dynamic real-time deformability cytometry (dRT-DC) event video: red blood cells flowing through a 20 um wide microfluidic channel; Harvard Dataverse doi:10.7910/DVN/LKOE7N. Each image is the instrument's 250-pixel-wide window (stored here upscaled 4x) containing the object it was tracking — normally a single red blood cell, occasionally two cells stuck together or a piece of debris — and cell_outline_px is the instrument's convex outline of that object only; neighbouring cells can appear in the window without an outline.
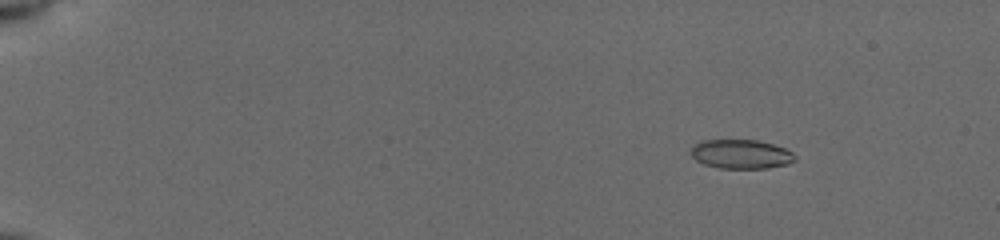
{"species": "common noctule bat (a hibernating species)", "species_latin": "Nyctalus noctula", "temperature_condition": "cold", "stored_images_in_passage": 56, "camera_frame_rate_fps": 3000, "um_per_image_px": 0.085, "animal": {"sex": "female", "body_mass_g": 19.5, "forearm_length_mm": 54.1}, "frame": {"image": 1, "passage_image": 9, "time_ms": 2.667, "image_size_px": [1000, 240], "cell_outline_px": [[796, 160], [788, 164], [768, 168], [720, 168], [704, 164], [696, 160], [692, 156], [692, 148], [696, 144], [704, 140], [756, 140], [772, 144], [784, 148], [792, 152], [796, 156]], "centroid_in_image_um": [63.02, 13.11], "position_along_channel_um": 22.0, "area_um2": 17.51}}
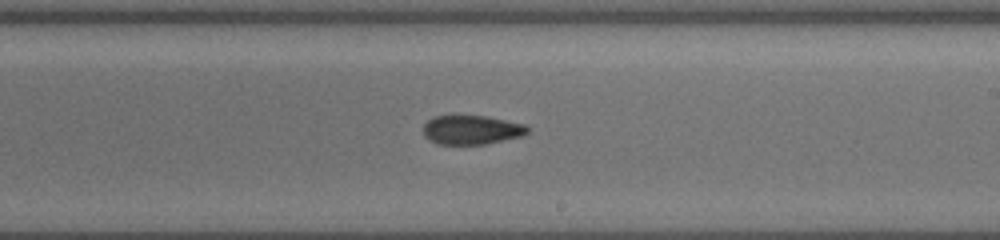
{"frame": {"image": 2, "passage_image": 36, "time_ms": 11.667, "image_size_px": [1000, 240], "cell_outline_px": [[528, 132], [524, 136], [488, 144], [436, 144], [428, 140], [424, 136], [424, 124], [428, 120], [436, 116], [456, 112], [488, 116], [524, 124], [528, 128]], "centroid_in_image_um": [40.06, 11.0], "position_along_channel_um": 248.9, "area_um2": 18.55}}
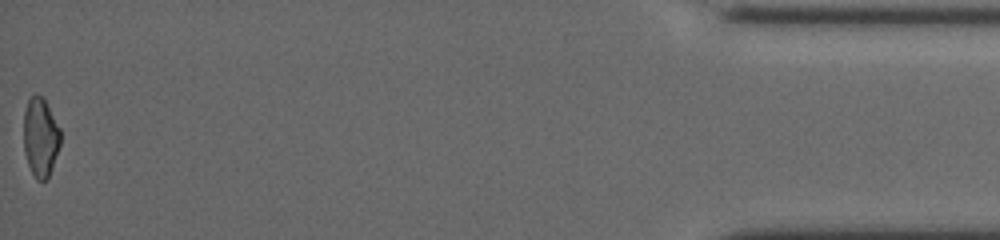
{"frame": {"image": 3, "passage_image": 56, "time_ms": 18.333, "image_size_px": [1000, 240], "cell_outline_px": [[60, 144], [48, 176], [44, 180], [36, 180], [28, 164], [24, 152], [24, 112], [28, 100], [32, 96], [44, 96], [60, 128]], "centroid_in_image_um": [3.44, 11.63], "position_along_channel_um": 431.8, "area_um2": 16.76}, "authors_computed_cell_mechanics": {"area_um2": 18.2648, "velocity_mm_per_s": 3.9327, "shape_relaxation_time_tau1_ms": null, "shape_relaxation_time_tau2_ms": 2.3467, "deformation_change_tau1": null, "deformation_change_tau2": 0.0652}}